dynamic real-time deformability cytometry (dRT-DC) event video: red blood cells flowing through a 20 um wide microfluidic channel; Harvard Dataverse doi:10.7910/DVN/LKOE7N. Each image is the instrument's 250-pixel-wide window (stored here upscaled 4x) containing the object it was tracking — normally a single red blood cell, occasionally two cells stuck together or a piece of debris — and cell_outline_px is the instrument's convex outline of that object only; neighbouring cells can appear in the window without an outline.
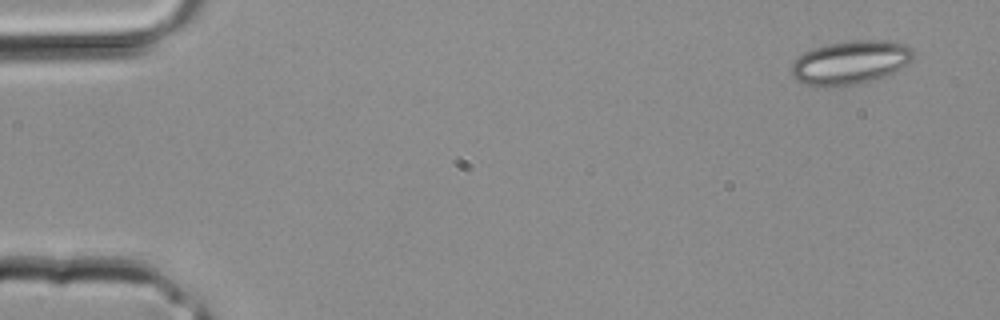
{"species": "common noctule bat (a hibernating species)", "species_latin": "Nyctalus noctula", "temperature_condition": "room temperature", "stored_images_in_passage": 2, "camera_frame_rate_fps": 3000, "um_per_image_px": 0.085, "animal": {"sex": "male", "body_mass_g": 20.4}, "frame": {"image": 1, "passage_image": 2, "time_ms": 0.333, "image_size_px": [1000, 320], "cell_outline_px": [[912, 60], [908, 64], [884, 76], [872, 80], [856, 84], [836, 88], [824, 88], [804, 84], [796, 80], [792, 76], [792, 64], [804, 52], [812, 48], [824, 44], [852, 40], [896, 40], [912, 48]], "centroid_in_image_um": [72.26, 5.31], "position_along_channel_um": 12.7, "area_um2": 31.44}}